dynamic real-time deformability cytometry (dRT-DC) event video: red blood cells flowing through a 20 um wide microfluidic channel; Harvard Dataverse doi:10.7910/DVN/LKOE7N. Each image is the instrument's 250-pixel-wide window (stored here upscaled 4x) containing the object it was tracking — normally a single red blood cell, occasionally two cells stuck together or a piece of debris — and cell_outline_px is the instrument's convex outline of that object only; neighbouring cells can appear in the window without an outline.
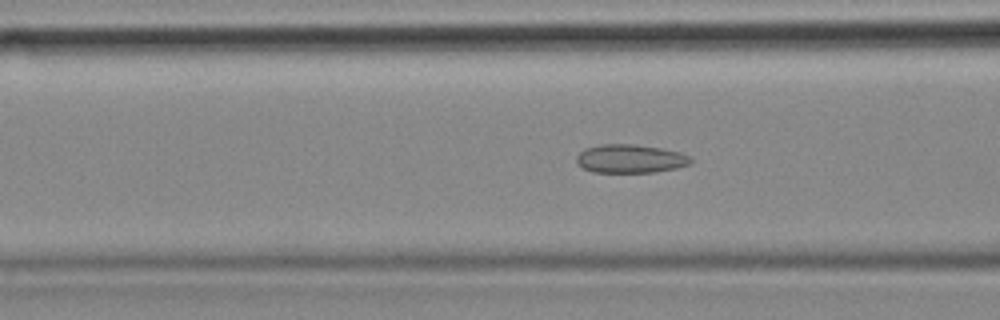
{"species": "common noctule bat (a hibernating species)", "species_latin": "Nyctalus noctula", "temperature_condition": "cold", "stored_images_in_passage": 56, "camera_frame_rate_fps": 3000, "um_per_image_px": 0.085, "animal": {"sex": "female", "body_mass_g": 18.4}, "frame": {"image": 1, "passage_image": 21, "time_ms": 6.667, "image_size_px": [1000, 320], "cell_outline_px": [[692, 164], [676, 168], [656, 172], [592, 172], [576, 164], [576, 156], [584, 148], [600, 144], [632, 144], [660, 148], [680, 152], [692, 156]], "centroid_in_image_um": [53.58, 13.49], "position_along_channel_um": 113.0, "area_um2": 19.19}}
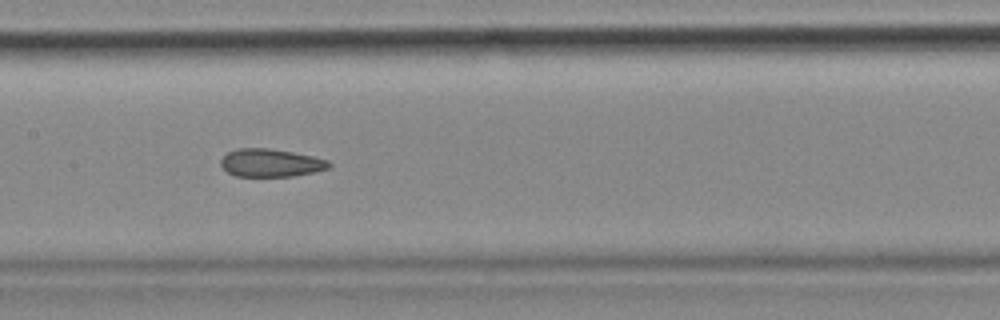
{"frame": {"image": 2, "passage_image": 27, "time_ms": 8.667, "image_size_px": [1000, 320], "cell_outline_px": [[332, 164], [328, 168], [312, 172], [292, 176], [236, 176], [228, 172], [220, 164], [220, 160], [228, 152], [236, 148], [268, 148], [292, 152], [312, 156], [328, 160]], "centroid_in_image_um": [22.99, 13.83], "position_along_channel_um": 184.4, "area_um2": 17.46}}
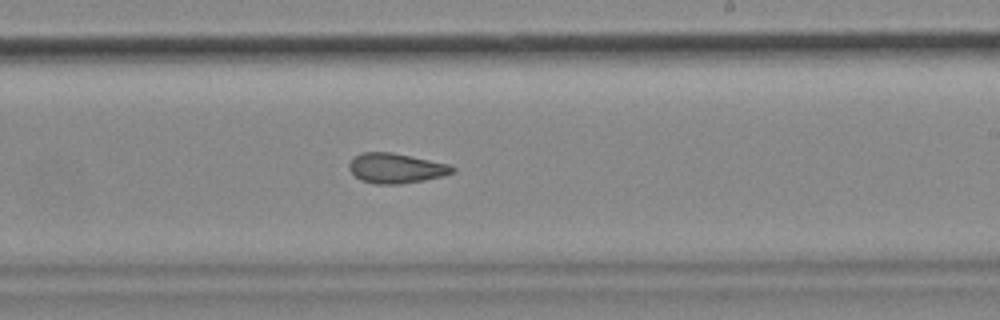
{"frame": {"image": 3, "passage_image": 33, "time_ms": 10.667, "image_size_px": [1000, 320], "cell_outline_px": [[456, 172], [444, 176], [424, 180], [400, 184], [376, 184], [360, 180], [348, 168], [348, 164], [356, 156], [364, 152], [392, 152], [448, 164], [456, 168]], "centroid_in_image_um": [33.68, 14.31], "position_along_channel_um": 255.3, "area_um2": 17.98}, "authors_computed_cell_mechanics": {"area_um2": 19.0451, "velocity_mm_per_s": 3.5604, "shape_relaxation_time_tau1_ms": null, "shape_relaxation_time_tau2_ms": 2.8801, "deformation_change_tau1": null, "deformation_change_tau2": 0.0964}}